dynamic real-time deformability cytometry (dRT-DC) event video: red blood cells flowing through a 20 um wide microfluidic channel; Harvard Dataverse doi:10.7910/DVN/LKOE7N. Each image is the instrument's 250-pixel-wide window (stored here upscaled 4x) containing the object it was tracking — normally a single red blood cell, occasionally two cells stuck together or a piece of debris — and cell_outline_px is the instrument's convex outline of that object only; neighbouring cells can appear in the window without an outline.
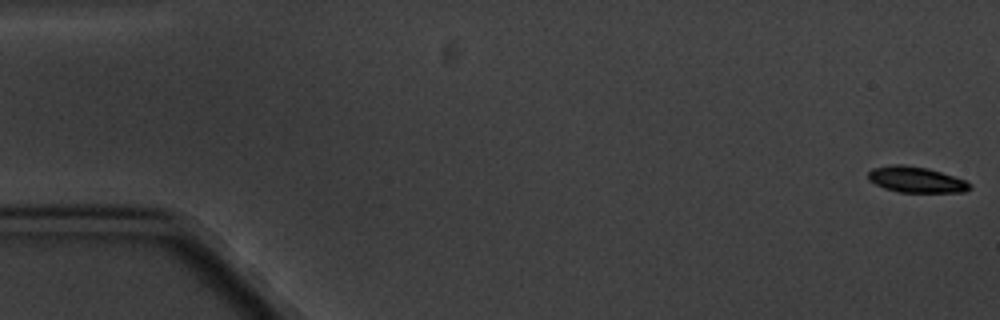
{"species": "common noctule bat (a hibernating species)", "species_latin": "Nyctalus noctula", "temperature_condition": "cold", "stored_images_in_passage": 5, "segment_of_instrument_passage": [2, 2], "camera_frame_rate_fps": 3000, "um_per_image_px": 0.085, "animal": {"sex": "male", "body_mass_g": 20.1, "forearm_length_mm": 53.5}, "frame": {"image": 1, "passage_image": 5, "time_ms": 4.667, "image_size_px": [1000, 320], "cell_outline_px": [[972, 188], [964, 192], [900, 192], [884, 188], [868, 180], [868, 172], [872, 168], [892, 164], [904, 164], [928, 168], [964, 180], [972, 184]], "centroid_in_image_um": [77.85, 15.26], "position_along_channel_um": 7.2, "area_um2": 15.32}}